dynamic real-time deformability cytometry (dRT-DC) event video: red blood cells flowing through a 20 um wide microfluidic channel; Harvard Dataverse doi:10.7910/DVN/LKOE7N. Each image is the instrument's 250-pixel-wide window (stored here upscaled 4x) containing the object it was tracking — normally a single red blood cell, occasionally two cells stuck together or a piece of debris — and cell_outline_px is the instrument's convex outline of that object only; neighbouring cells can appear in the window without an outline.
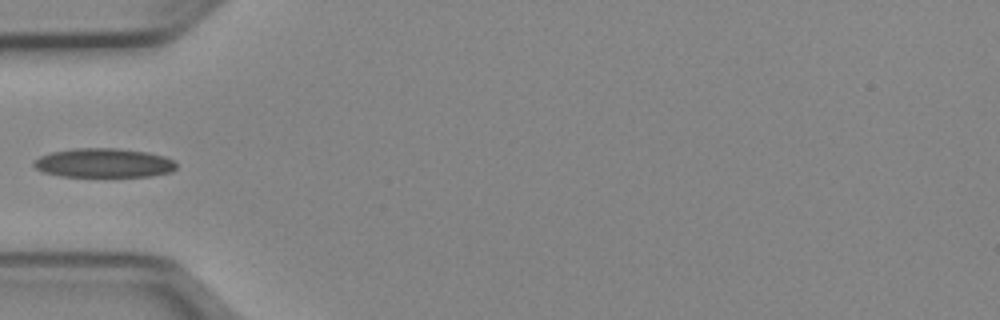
{"species": "Egyptian fruit bat (a non-hibernating species)", "species_latin": "Rousettus aegyptiacus", "temperature_condition": "cold", "stored_images_in_passage": 33, "camera_frame_rate_fps": 3000, "um_per_image_px": 0.085, "animal": {"sex": "female"}, "frame": {"image": 1, "passage_image": 1, "time_ms": 0.0, "image_size_px": [1000, 320], "cell_outline_px": [[176, 168], [172, 172], [152, 176], [60, 176], [44, 172], [36, 168], [32, 164], [40, 156], [52, 152], [72, 148], [116, 148], [148, 152], [164, 156], [172, 160], [176, 164]], "centroid_in_image_um": [8.84, 13.84], "position_along_channel_um": 76.2, "area_um2": 24.16}}